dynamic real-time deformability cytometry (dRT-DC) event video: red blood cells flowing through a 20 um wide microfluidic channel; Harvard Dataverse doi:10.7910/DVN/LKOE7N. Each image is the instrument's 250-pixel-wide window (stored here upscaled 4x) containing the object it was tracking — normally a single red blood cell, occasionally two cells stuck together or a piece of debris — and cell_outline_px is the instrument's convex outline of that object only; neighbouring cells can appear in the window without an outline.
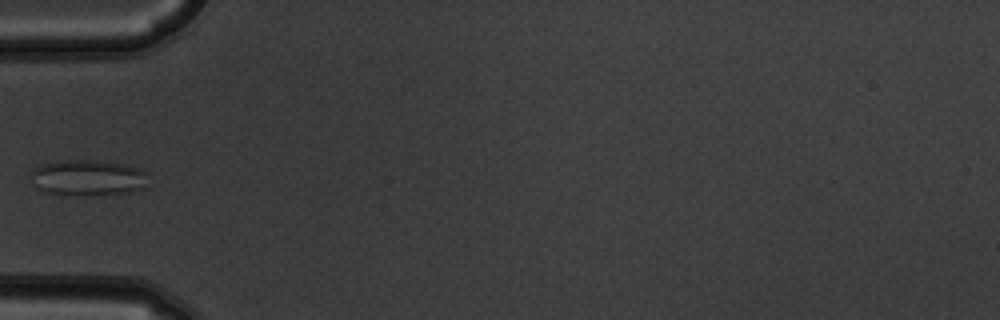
{"species": "common noctule bat (a hibernating species)", "species_latin": "Nyctalus noctula", "temperature_condition": "warm", "stored_images_in_passage": 6, "camera_frame_rate_fps": 3000, "um_per_image_px": 0.085, "animal": {"sex": "male", "body_mass_g": 19.5, "forearm_length_mm": 54.6}, "frame": {"image": 1, "passage_image": 5, "time_ms": 1.333, "image_size_px": [1000, 320], "cell_outline_px": [[148, 172], [144, 188], [128, 192], [76, 196], [44, 192], [36, 188], [32, 176], [32, 172], [36, 168], [44, 164], [60, 160], [104, 160], [124, 164], [140, 168]], "centroid_in_image_um": [7.5, 15.1], "position_along_channel_um": 77.5, "area_um2": 24.62}}
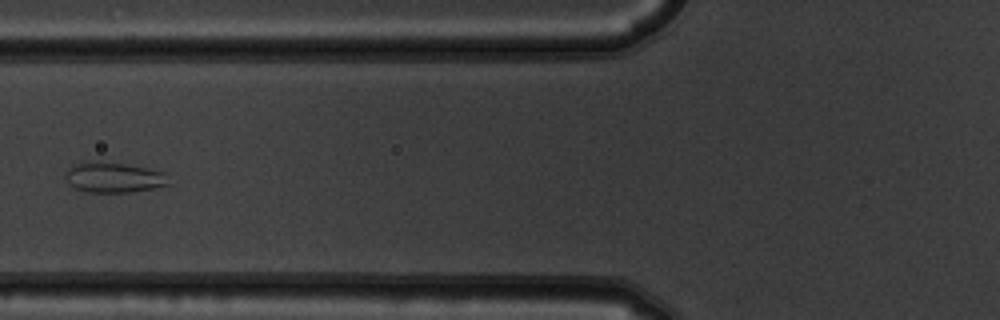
{"frame": {"image": 2, "passage_image": 6, "time_ms": 1.667, "image_size_px": [1000, 320], "cell_outline_px": [[172, 184], [152, 188], [128, 192], [84, 192], [76, 188], [64, 176], [64, 172], [68, 168], [76, 164], [124, 164], [164, 172]], "centroid_in_image_um": [9.71, 15.13], "position_along_channel_um": 116.1, "area_um2": 17.4}}